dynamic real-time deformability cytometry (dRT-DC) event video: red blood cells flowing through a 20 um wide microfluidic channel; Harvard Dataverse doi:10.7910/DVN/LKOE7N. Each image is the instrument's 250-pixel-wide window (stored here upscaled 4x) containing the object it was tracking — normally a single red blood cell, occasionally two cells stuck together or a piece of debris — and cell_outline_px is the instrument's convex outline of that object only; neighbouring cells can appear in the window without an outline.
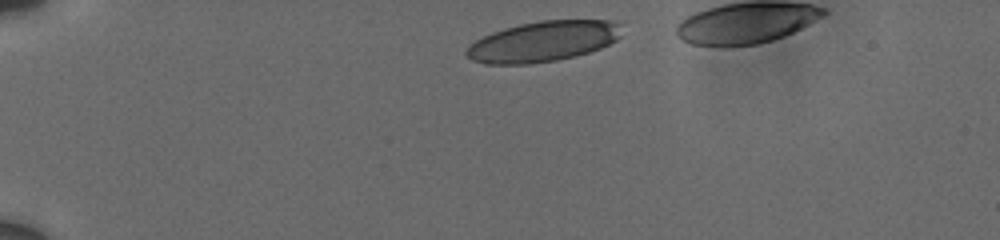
{"species": "human", "species_latin": "Homo sapiens", "temperature_condition": "cold", "stored_images_in_passage": 5, "camera_frame_rate_fps": 3000, "um_per_image_px": 0.085, "donor": {"sex": "male"}, "frame": {"image": 1, "passage_image": 1, "time_ms": 0.0, "image_size_px": [1000, 240], "cell_outline_px": [[620, 36], [616, 40], [600, 48], [576, 56], [556, 60], [528, 64], [484, 64], [472, 60], [464, 52], [476, 40], [492, 32], [504, 28], [520, 24], [540, 20], [612, 20], [620, 24]], "centroid_in_image_um": [46.16, 3.52], "position_along_channel_um": 38.8, "area_um2": 36.47}}
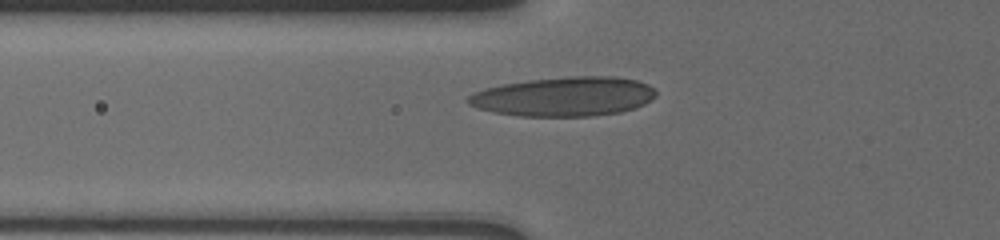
{"frame": {"image": 2, "passage_image": 4, "time_ms": 5.333, "image_size_px": [1000, 240], "cell_outline_px": [[656, 96], [644, 104], [636, 108], [620, 112], [592, 116], [520, 116], [492, 112], [468, 104], [468, 96], [476, 92], [488, 88], [504, 84], [528, 80], [568, 76], [616, 76], [636, 80], [648, 84], [656, 92]], "centroid_in_image_um": [47.99, 8.21], "position_along_channel_um": 77.8, "area_um2": 42.95}}
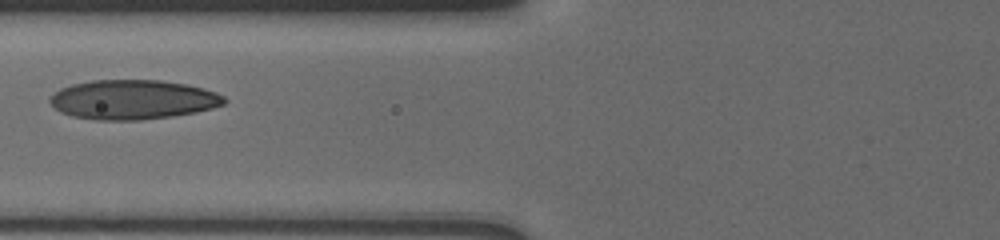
{"frame": {"image": 3, "passage_image": 5, "time_ms": 6.333, "image_size_px": [1000, 240], "cell_outline_px": [[228, 100], [224, 104], [212, 108], [196, 112], [168, 116], [136, 120], [96, 120], [72, 116], [60, 112], [48, 100], [60, 88], [72, 84], [92, 80], [160, 80], [184, 84], [216, 92], [224, 96]], "centroid_in_image_um": [11.28, 8.46], "position_along_channel_um": 114.5, "area_um2": 39.82}}